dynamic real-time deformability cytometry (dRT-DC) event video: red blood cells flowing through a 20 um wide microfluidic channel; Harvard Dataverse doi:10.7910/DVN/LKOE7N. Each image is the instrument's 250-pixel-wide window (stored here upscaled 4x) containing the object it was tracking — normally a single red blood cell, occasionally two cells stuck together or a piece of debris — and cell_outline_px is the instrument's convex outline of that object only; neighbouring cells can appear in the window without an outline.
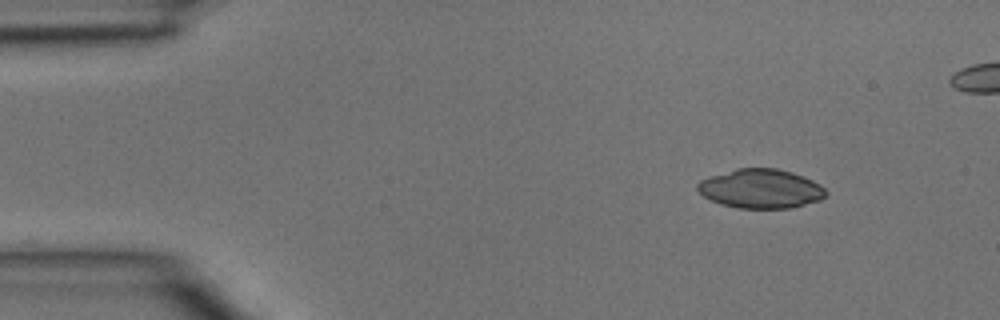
{"species": "common noctule bat (a hibernating species)", "species_latin": "Nyctalus noctula", "temperature_condition": "room temperature", "stored_images_in_passage": 4, "camera_frame_rate_fps": 3000, "um_per_image_px": 0.085, "animal": {"sex": "male", "body_mass_g": 15.6}, "frame": {"image": 1, "passage_image": 1, "time_ms": 0.0, "image_size_px": [1000, 320], "cell_outline_px": [[828, 192], [820, 200], [792, 208], [736, 208], [720, 204], [704, 196], [696, 188], [696, 184], [700, 180], [708, 176], [736, 168], [776, 168], [792, 172], [804, 176], [820, 184]], "centroid_in_image_um": [64.65, 16.03], "position_along_channel_um": 20.3, "area_um2": 29.48}}